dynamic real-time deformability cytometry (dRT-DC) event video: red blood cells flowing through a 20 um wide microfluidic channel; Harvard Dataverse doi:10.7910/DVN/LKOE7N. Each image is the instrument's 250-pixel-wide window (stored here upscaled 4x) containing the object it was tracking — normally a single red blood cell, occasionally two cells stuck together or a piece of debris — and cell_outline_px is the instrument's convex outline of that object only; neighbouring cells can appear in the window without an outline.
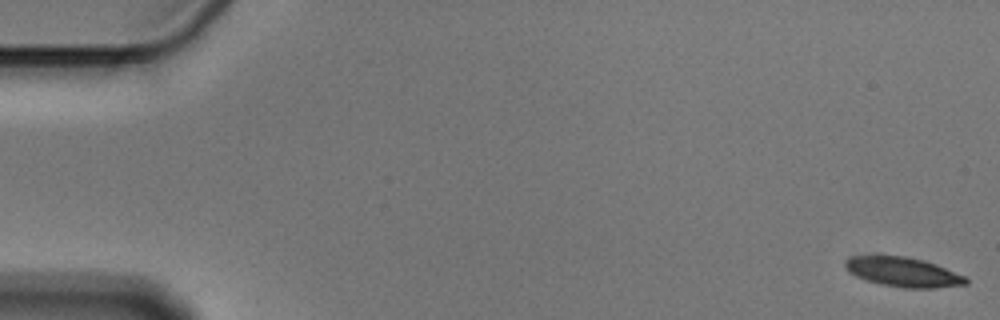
{"species": "Egyptian fruit bat (a non-hibernating species)", "species_latin": "Rousettus aegyptiacus", "temperature_condition": "cold", "stored_images_in_passage": 18, "camera_frame_rate_fps": 3000, "um_per_image_px": 0.085, "animal": {"sex": "male"}, "frame": {"image": 1, "passage_image": 1, "time_ms": 0.0, "image_size_px": [1000, 320], "cell_outline_px": [[968, 284], [936, 288], [904, 288], [880, 284], [868, 280], [852, 272], [844, 264], [844, 260], [852, 256], [904, 256], [924, 260], [936, 264], [964, 276], [968, 280]], "centroid_in_image_um": [76.82, 23.12], "position_along_channel_um": 8.2, "area_um2": 20.4}}